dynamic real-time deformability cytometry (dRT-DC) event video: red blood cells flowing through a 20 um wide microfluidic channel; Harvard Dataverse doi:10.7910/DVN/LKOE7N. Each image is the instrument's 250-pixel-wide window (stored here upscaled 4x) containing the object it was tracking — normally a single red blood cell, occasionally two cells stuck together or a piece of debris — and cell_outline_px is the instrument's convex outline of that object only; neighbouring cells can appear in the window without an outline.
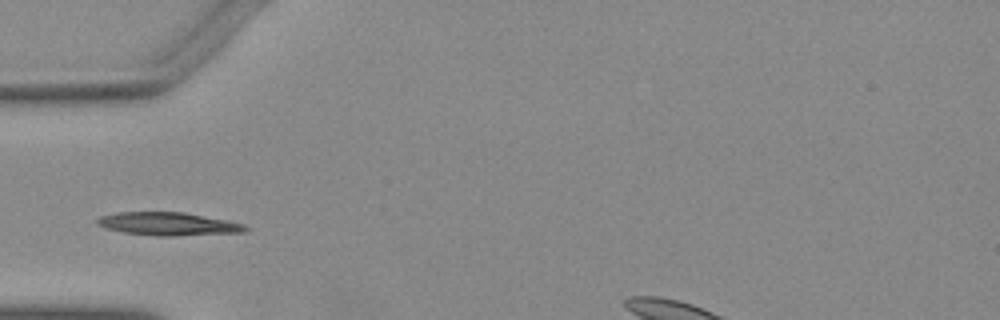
{"species": "Egyptian fruit bat (a non-hibernating species)", "species_latin": "Rousettus aegyptiacus", "temperature_condition": "warm", "stored_images_in_passage": 33, "camera_frame_rate_fps": 3000, "um_per_image_px": 0.085, "animal": {"sex": "female"}, "frame": {"image": 1, "passage_image": 1, "time_ms": 0.0, "image_size_px": [1000, 320], "cell_outline_px": [[252, 228], [244, 232], [176, 236], [156, 236], [124, 232], [104, 228], [96, 224], [96, 220], [100, 216], [116, 212], [184, 212], [244, 224]], "centroid_in_image_um": [14.28, 19.03], "position_along_channel_um": 70.7, "area_um2": 20.0}}
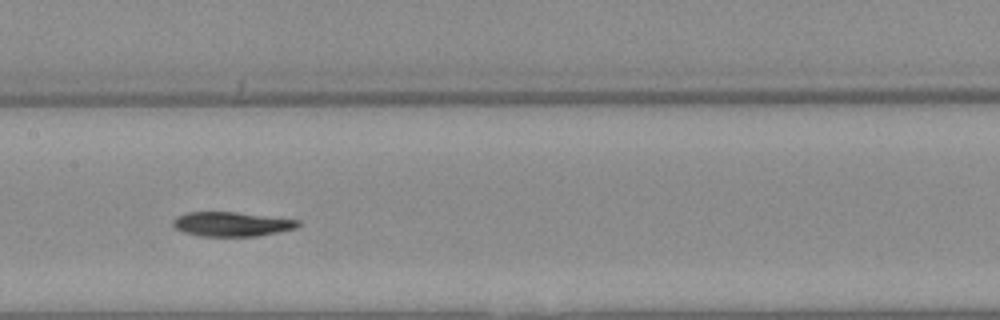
{"frame": {"image": 2, "passage_image": 10, "time_ms": 3.0, "image_size_px": [1000, 320], "cell_outline_px": [[300, 224], [296, 228], [256, 236], [200, 236], [184, 232], [176, 228], [172, 224], [172, 220], [176, 216], [188, 212], [236, 212], [300, 220]], "centroid_in_image_um": [19.67, 19.04], "position_along_channel_um": 187.7, "area_um2": 17.69}}
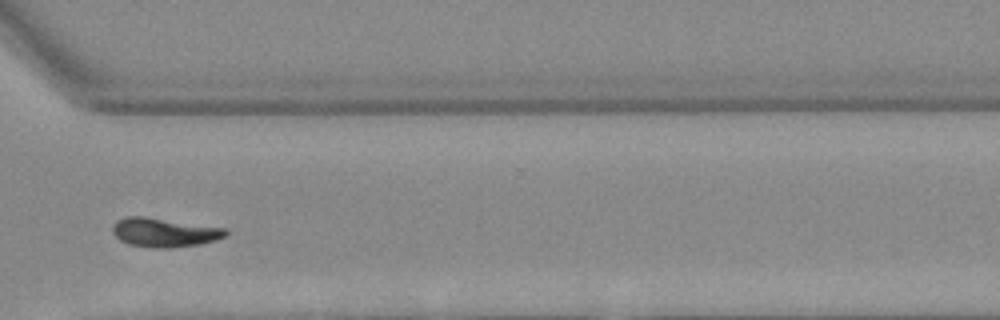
{"frame": {"image": 3, "passage_image": 23, "time_ms": 7.333, "image_size_px": [1000, 320], "cell_outline_px": [[228, 232], [224, 236], [216, 240], [200, 244], [168, 248], [152, 248], [128, 244], [120, 240], [112, 232], [112, 228], [116, 220], [128, 216], [144, 216], [224, 228]], "centroid_in_image_um": [13.92, 19.76], "position_along_channel_um": 356.7, "area_um2": 19.02}}